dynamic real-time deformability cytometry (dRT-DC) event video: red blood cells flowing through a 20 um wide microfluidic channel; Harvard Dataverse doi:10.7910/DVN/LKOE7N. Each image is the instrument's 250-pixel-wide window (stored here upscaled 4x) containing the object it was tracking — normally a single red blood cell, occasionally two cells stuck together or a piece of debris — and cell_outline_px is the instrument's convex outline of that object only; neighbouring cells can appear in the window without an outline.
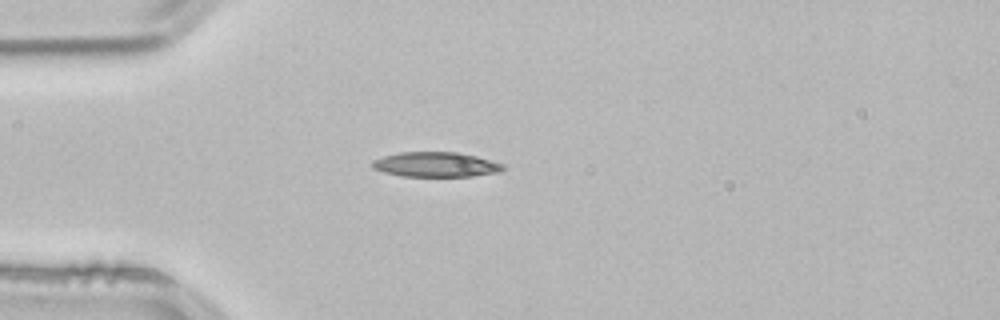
{"species": "common noctule bat (a hibernating species)", "species_latin": "Nyctalus noctula", "temperature_condition": "room temperature", "stored_images_in_passage": 40, "camera_frame_rate_fps": 3000, "um_per_image_px": 0.085, "animal": {"sex": "male", "body_mass_g": 21.5, "forearm_length_mm": 52.0}, "frame": {"image": 1, "passage_image": 1, "time_ms": 0.0, "image_size_px": [1000, 320], "cell_outline_px": [[504, 168], [500, 172], [472, 176], [400, 176], [384, 172], [372, 168], [372, 160], [384, 156], [400, 152], [460, 152], [476, 156], [504, 164]], "centroid_in_image_um": [37.04, 13.98], "position_along_channel_um": 48.0, "area_um2": 18.96}}
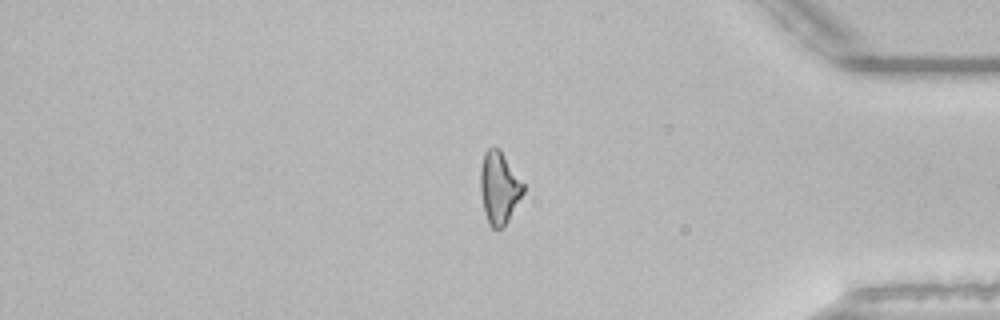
{"frame": {"image": 2, "passage_image": 31, "time_ms": 10.0, "image_size_px": [1000, 320], "cell_outline_px": [[524, 192], [504, 228], [492, 228], [488, 224], [484, 212], [480, 192], [480, 168], [484, 152], [488, 148], [500, 148], [524, 184]], "centroid_in_image_um": [42.41, 15.96], "position_along_channel_um": 392.8, "area_um2": 18.21}}
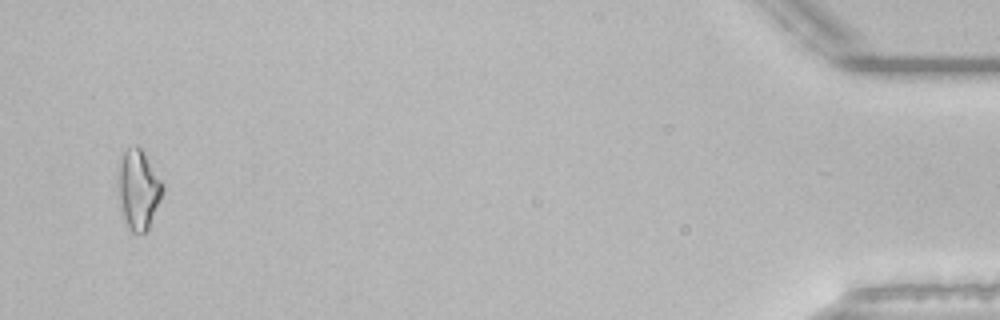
{"frame": {"image": 3, "passage_image": 38, "time_ms": 12.333, "image_size_px": [1000, 320], "cell_outline_px": [[164, 192], [148, 228], [144, 232], [132, 232], [128, 228], [124, 220], [120, 200], [120, 164], [124, 152], [128, 148], [136, 144], [144, 152], [164, 184]], "centroid_in_image_um": [11.81, 16.1], "position_along_channel_um": 423.4, "area_um2": 20.06}, "authors_computed_cell_mechanics": {"area_um2": 18.3804, "velocity_mm_per_s": 3.8522, "shape_relaxation_time_tau1_ms": 5.4143, "shape_relaxation_time_tau2_ms": 3.9604, "deformation_change_tau1": 0.1673, "deformation_change_tau2": 0.131}}